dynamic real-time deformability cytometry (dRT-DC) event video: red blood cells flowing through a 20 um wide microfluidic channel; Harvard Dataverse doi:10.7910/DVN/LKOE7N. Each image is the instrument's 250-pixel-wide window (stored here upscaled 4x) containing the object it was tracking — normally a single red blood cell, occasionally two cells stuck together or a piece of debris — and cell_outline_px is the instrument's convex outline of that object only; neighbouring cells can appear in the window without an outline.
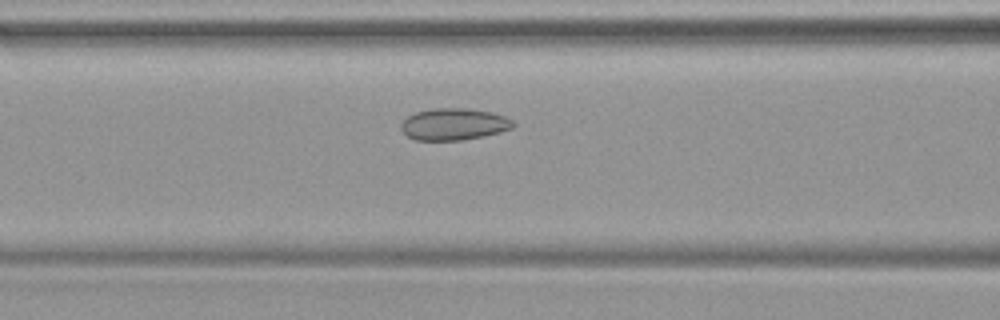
{"species": "common noctule bat (a hibernating species)", "species_latin": "Nyctalus noctula", "temperature_condition": "warm", "stored_images_in_passage": 45, "camera_frame_rate_fps": 3000, "um_per_image_px": 0.085, "animal": {"sex": "female", "body_mass_g": 19.9}, "frame": {"image": 1, "passage_image": 17, "time_ms": 5.333, "image_size_px": [1000, 320], "cell_outline_px": [[516, 124], [512, 128], [500, 132], [484, 136], [460, 140], [416, 140], [408, 136], [400, 128], [400, 124], [408, 116], [416, 112], [432, 108], [464, 108], [492, 112], [504, 116], [512, 120]], "centroid_in_image_um": [38.58, 10.55], "position_along_channel_um": 128.0, "area_um2": 20.75}}
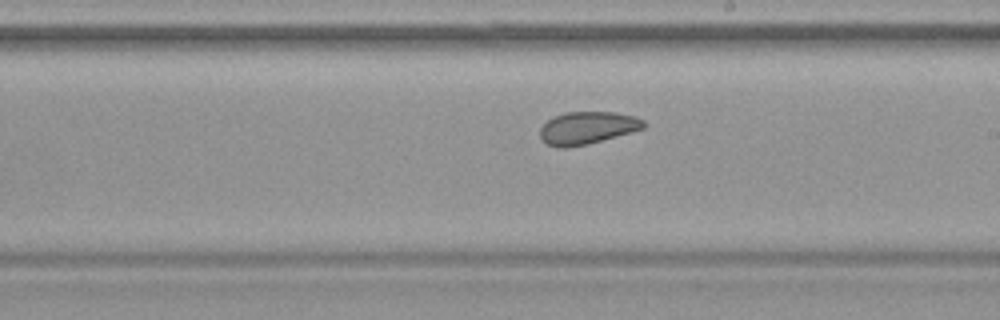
{"frame": {"image": 2, "passage_image": 25, "time_ms": 8.0, "image_size_px": [1000, 320], "cell_outline_px": [[644, 128], [588, 144], [568, 148], [556, 148], [540, 140], [540, 128], [548, 120], [556, 116], [568, 112], [612, 112], [636, 116], [644, 120]], "centroid_in_image_um": [49.89, 10.88], "position_along_channel_um": 239.1, "area_um2": 19.54}}
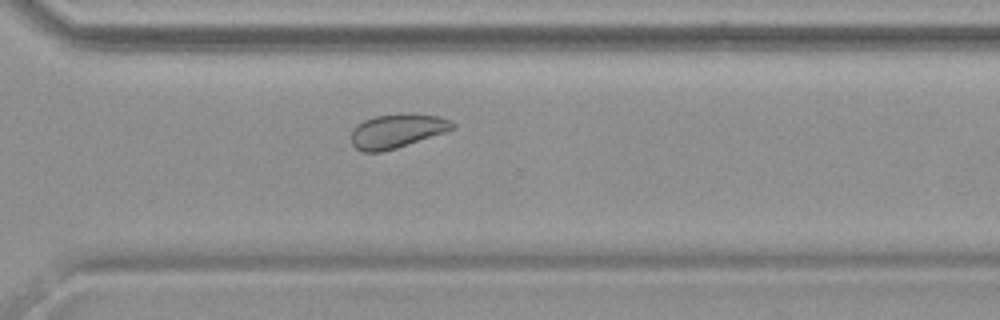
{"frame": {"image": 3, "passage_image": 32, "time_ms": 10.333, "image_size_px": [1000, 320], "cell_outline_px": [[456, 128], [448, 132], [396, 148], [380, 152], [364, 152], [356, 148], [352, 144], [352, 128], [356, 124], [364, 120], [376, 116], [400, 112], [404, 112], [436, 116], [452, 120], [456, 124]], "centroid_in_image_um": [33.79, 11.11], "position_along_channel_um": 336.8, "area_um2": 20.46}}